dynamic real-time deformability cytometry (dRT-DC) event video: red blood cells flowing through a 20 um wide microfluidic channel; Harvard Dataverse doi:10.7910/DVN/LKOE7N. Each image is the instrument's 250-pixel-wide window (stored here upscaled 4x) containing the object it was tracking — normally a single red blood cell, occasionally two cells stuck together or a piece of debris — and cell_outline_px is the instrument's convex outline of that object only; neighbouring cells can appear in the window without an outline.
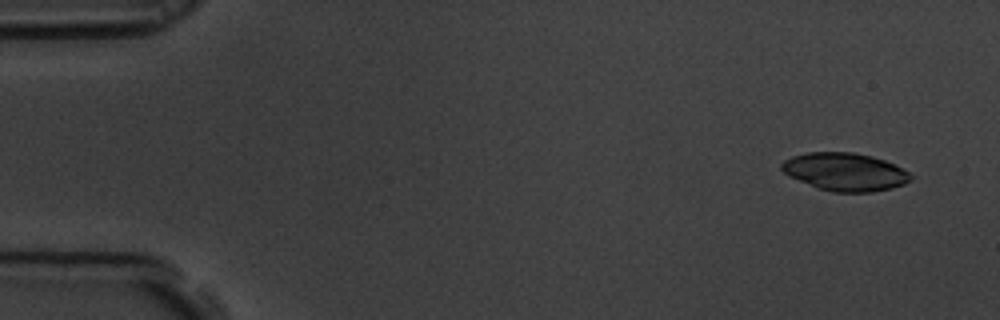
{"species": "common noctule bat (a hibernating species)", "species_latin": "Nyctalus noctula", "temperature_condition": "room temperature", "stored_images_in_passage": 55, "camera_frame_rate_fps": 3000, "um_per_image_px": 0.085, "animal": {"sex": "male", "body_mass_g": 19.5, "forearm_length_mm": 54.6}, "frame": {"image": 1, "passage_image": 1, "time_ms": 0.0, "image_size_px": [1000, 320], "cell_outline_px": [[916, 176], [912, 180], [904, 184], [892, 188], [872, 192], [832, 192], [820, 188], [788, 176], [780, 168], [780, 164], [784, 160], [792, 156], [808, 152], [852, 152], [872, 156], [884, 160], [904, 168]], "centroid_in_image_um": [71.87, 14.6], "position_along_channel_um": 13.1, "area_um2": 28.73}}
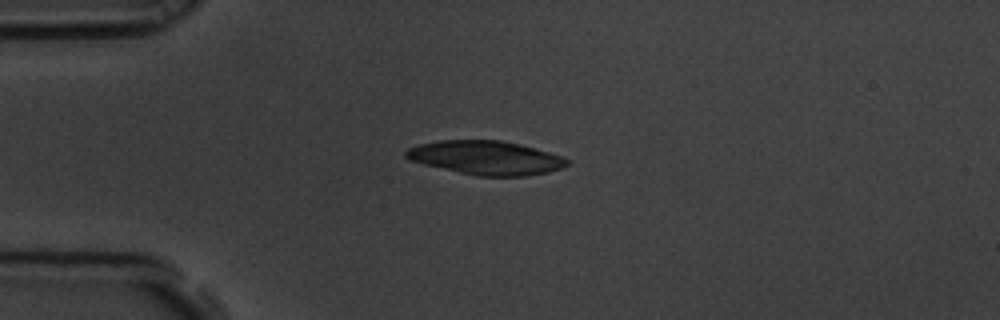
{"frame": {"image": 2, "passage_image": 12, "time_ms": 3.667, "image_size_px": [1000, 320], "cell_outline_px": [[572, 160], [568, 164], [560, 168], [548, 172], [524, 176], [476, 176], [424, 164], [408, 160], [404, 156], [404, 152], [408, 148], [420, 144], [440, 140], [500, 140], [520, 144], [548, 152]], "centroid_in_image_um": [41.28, 13.41], "position_along_channel_um": 43.7, "area_um2": 31.67}}
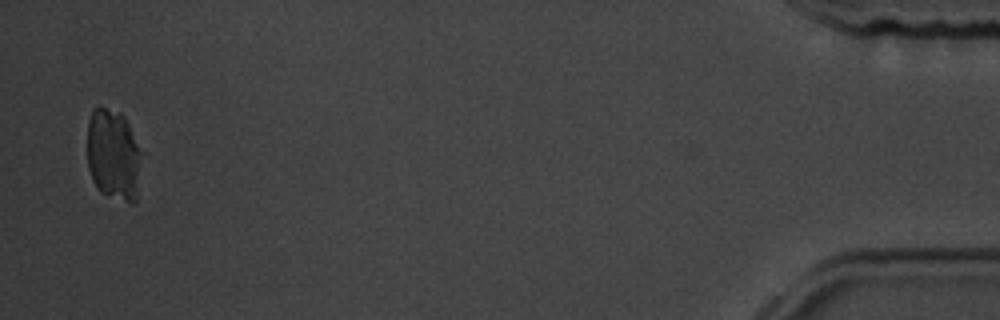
{"frame": {"image": 3, "passage_image": 54, "time_ms": 17.667, "image_size_px": [1000, 320], "cell_outline_px": [[144, 152], [136, 204], [132, 204], [108, 196], [100, 192], [92, 180], [88, 168], [88, 120], [92, 108], [100, 104], [120, 112], [124, 116]], "centroid_in_image_um": [9.68, 13.15], "position_along_channel_um": 425.5, "area_um2": 30.17}}